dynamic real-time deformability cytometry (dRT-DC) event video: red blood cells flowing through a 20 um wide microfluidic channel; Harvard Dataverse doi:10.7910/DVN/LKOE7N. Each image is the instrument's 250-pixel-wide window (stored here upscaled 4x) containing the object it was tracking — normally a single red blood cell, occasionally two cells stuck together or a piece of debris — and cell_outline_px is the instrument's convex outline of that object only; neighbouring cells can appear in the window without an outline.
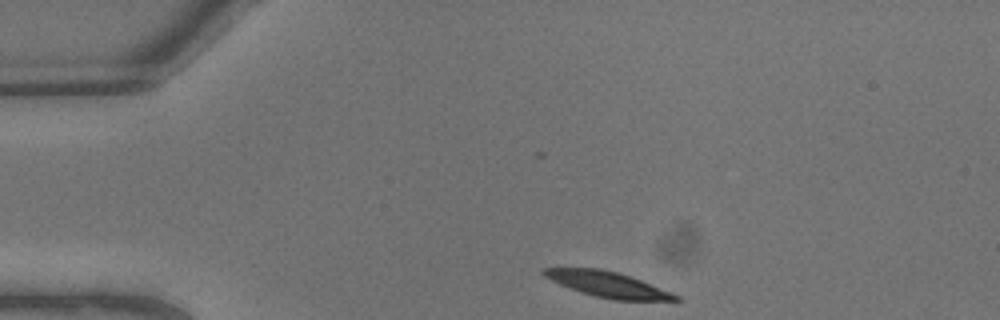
{"species": "common noctule bat (a hibernating species)", "species_latin": "Nyctalus noctula", "temperature_condition": "warm", "stored_images_in_passage": 6, "camera_frame_rate_fps": 3000, "um_per_image_px": 0.085, "animal": {"sex": "male", "body_mass_g": 13.3}, "frame": {"image": 1, "passage_image": 1, "time_ms": 0.0, "image_size_px": [1000, 320], "cell_outline_px": [[680, 300], [616, 300], [596, 296], [560, 284], [544, 276], [540, 272], [544, 268], [600, 268], [616, 272], [640, 280], [672, 292], [680, 296]], "centroid_in_image_um": [51.67, 24.16], "position_along_channel_um": 33.3, "area_um2": 19.07}}
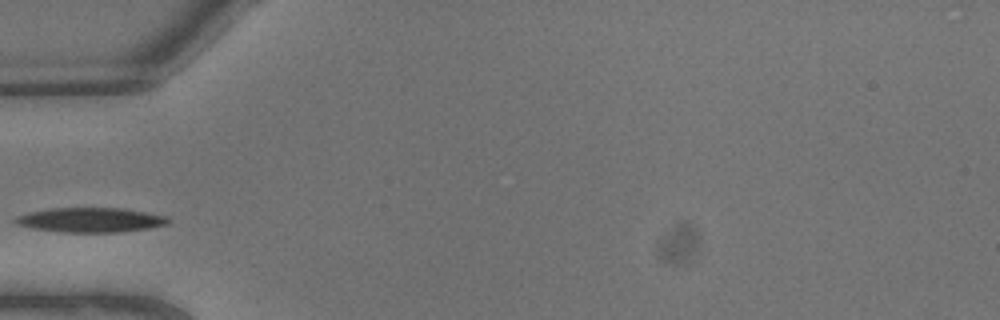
{"frame": {"image": 2, "passage_image": 4, "time_ms": 1.0, "image_size_px": [1000, 320], "cell_outline_px": [[172, 220], [168, 224], [148, 228], [116, 232], [64, 232], [32, 228], [16, 224], [12, 220], [16, 216], [28, 212], [52, 208], [120, 208], [144, 212], [164, 216]], "centroid_in_image_um": [7.65, 18.69], "position_along_channel_um": 77.4, "area_um2": 21.73}}
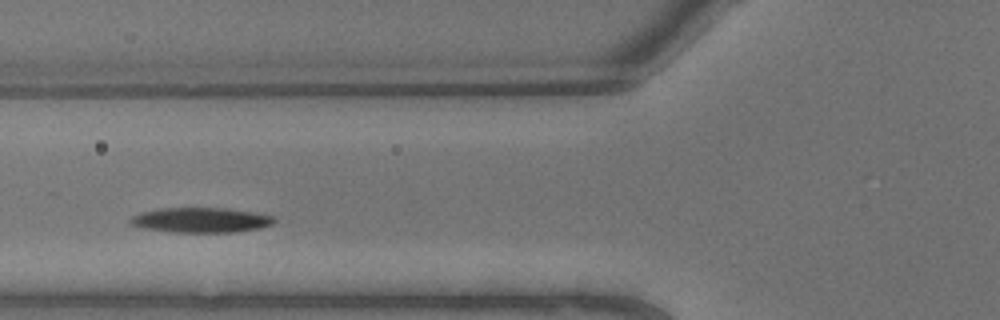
{"frame": {"image": 3, "passage_image": 5, "time_ms": 1.333, "image_size_px": [1000, 320], "cell_outline_px": [[276, 220], [272, 224], [260, 228], [232, 232], [172, 232], [144, 228], [128, 224], [128, 220], [132, 216], [140, 212], [160, 208], [228, 208], [252, 212], [272, 216]], "centroid_in_image_um": [17.02, 18.7], "position_along_channel_um": 108.8, "area_um2": 20.92}}